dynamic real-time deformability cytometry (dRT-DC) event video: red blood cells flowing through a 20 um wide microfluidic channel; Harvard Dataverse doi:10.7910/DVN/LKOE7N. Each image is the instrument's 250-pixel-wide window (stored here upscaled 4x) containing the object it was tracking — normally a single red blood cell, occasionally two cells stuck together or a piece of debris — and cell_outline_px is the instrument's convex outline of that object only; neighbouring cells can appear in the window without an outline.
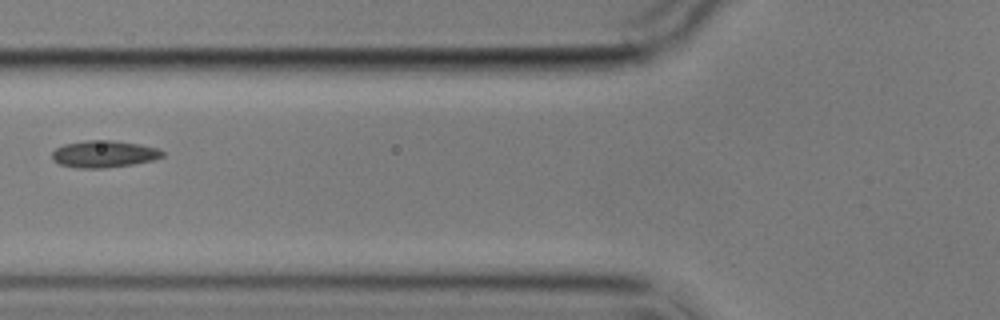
{"species": "common noctule bat (a hibernating species)", "species_latin": "Nyctalus noctula", "temperature_condition": "cold", "stored_images_in_passage": 6, "camera_frame_rate_fps": 3000, "um_per_image_px": 0.085, "animal": {"sex": "male", "body_mass_g": 17.9}, "frame": {"image": 1, "passage_image": 6, "time_ms": 7.0, "image_size_px": [1000, 320], "cell_outline_px": [[164, 156], [152, 160], [132, 164], [104, 168], [76, 168], [60, 164], [52, 160], [52, 152], [56, 148], [64, 144], [84, 140], [112, 140], [140, 144], [156, 148], [164, 152]], "centroid_in_image_um": [8.8, 13.08], "position_along_channel_um": 117.0, "area_um2": 17.34}}